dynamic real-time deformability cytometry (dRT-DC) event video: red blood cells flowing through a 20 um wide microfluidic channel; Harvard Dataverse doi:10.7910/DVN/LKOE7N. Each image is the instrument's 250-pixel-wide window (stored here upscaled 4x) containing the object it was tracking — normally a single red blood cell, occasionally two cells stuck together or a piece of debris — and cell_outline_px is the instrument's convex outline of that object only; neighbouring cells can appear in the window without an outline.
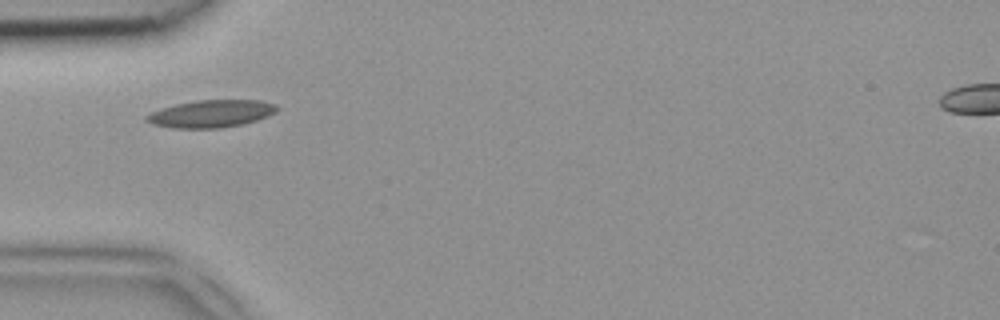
{"species": "common noctule bat (a hibernating species)", "species_latin": "Nyctalus noctula", "temperature_condition": "room temperature", "stored_images_in_passage": 6, "camera_frame_rate_fps": 3000, "um_per_image_px": 0.085, "animal": {"sex": "female", "body_mass_g": 18.4}, "frame": {"image": 1, "passage_image": 1, "time_ms": 0.0, "image_size_px": [1000, 320], "cell_outline_px": [[280, 108], [276, 112], [268, 116], [256, 120], [240, 124], [220, 128], [172, 128], [152, 124], [144, 116], [160, 108], [176, 104], [196, 100], [260, 100], [276, 104]], "centroid_in_image_um": [17.96, 9.66], "position_along_channel_um": 67.0, "area_um2": 20.81}}